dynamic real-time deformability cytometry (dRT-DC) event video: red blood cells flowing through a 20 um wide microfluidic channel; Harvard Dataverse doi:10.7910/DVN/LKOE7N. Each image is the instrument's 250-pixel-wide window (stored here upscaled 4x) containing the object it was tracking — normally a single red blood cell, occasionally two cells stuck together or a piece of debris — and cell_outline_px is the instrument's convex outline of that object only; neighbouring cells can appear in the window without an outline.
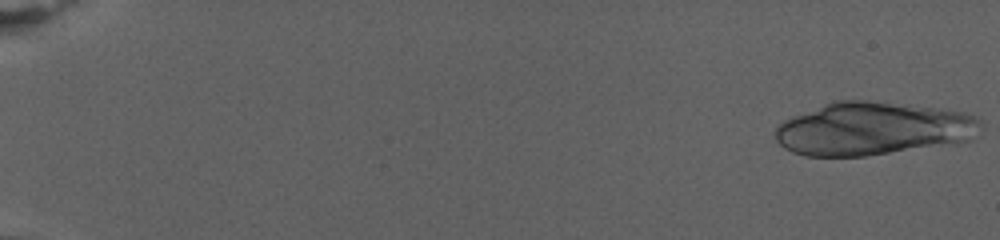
{"species": "human", "species_latin": "Homo sapiens", "temperature_condition": "warm", "stored_images_in_passage": 15, "camera_frame_rate_fps": 3000, "um_per_image_px": 0.085, "donor": {"sex": "female"}, "frame": {"image": 1, "passage_image": 1, "time_ms": 0.0, "image_size_px": [1000, 240], "cell_outline_px": [[984, 128], [972, 140], [952, 144], [864, 156], [804, 156], [792, 152], [784, 148], [776, 140], [776, 128], [784, 120], [792, 116], [832, 100], [868, 100], [936, 108], [964, 112], [980, 116], [984, 120]], "centroid_in_image_um": [74.26, 10.93], "position_along_channel_um": 10.7, "area_um2": 64.33}}